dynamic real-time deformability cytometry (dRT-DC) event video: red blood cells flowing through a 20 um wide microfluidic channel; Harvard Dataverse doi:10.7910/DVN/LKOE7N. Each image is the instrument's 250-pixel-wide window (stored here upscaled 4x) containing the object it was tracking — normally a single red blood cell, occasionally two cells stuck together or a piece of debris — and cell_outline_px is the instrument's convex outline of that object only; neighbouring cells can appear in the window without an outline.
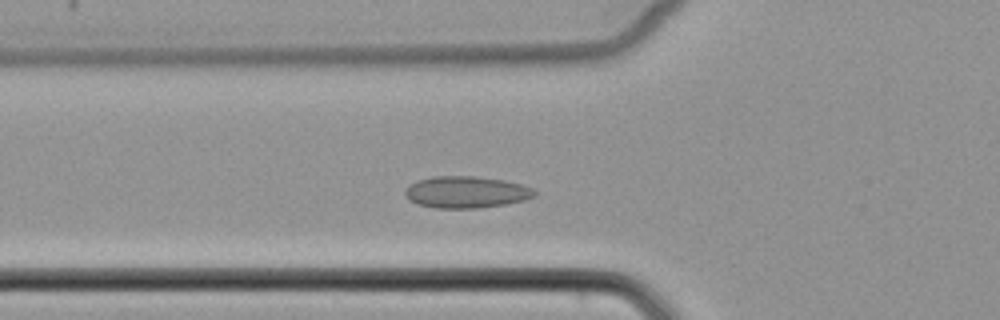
{"species": "common noctule bat (a hibernating species)", "species_latin": "Nyctalus noctula", "temperature_condition": "cold", "stored_images_in_passage": 39, "camera_frame_rate_fps": 3000, "um_per_image_px": 0.085, "animal": {"sex": "female", "body_mass_g": 22.7, "forearm_length_mm": 54.2}, "frame": {"image": 1, "passage_image": 6, "time_ms": 1.667, "image_size_px": [1000, 320], "cell_outline_px": [[536, 196], [524, 200], [504, 204], [476, 208], [436, 208], [420, 204], [412, 200], [404, 192], [416, 180], [432, 176], [472, 176], [504, 180], [520, 184], [532, 188], [536, 192]], "centroid_in_image_um": [39.66, 16.32], "position_along_channel_um": 86.1, "area_um2": 23.58}}
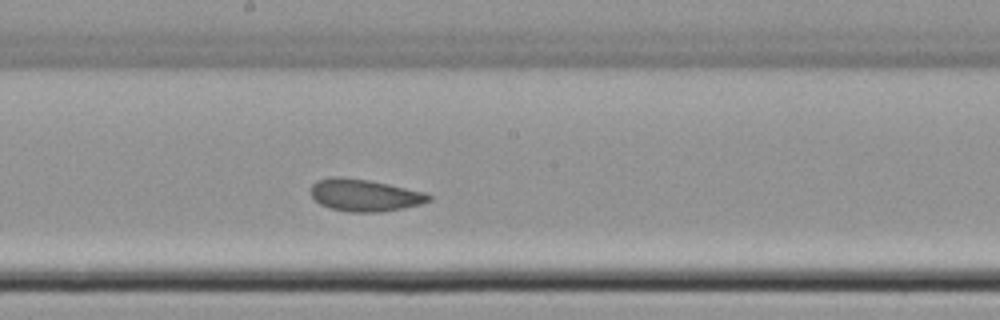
{"frame": {"image": 2, "passage_image": 16, "time_ms": 5.0, "image_size_px": [1000, 320], "cell_outline_px": [[432, 200], [420, 204], [404, 208], [380, 212], [348, 212], [328, 208], [320, 204], [308, 192], [312, 184], [316, 180], [332, 176], [340, 176], [368, 180], [388, 184], [424, 192], [432, 196]], "centroid_in_image_um": [30.94, 16.59], "position_along_channel_um": 217.3, "area_um2": 22.31}}
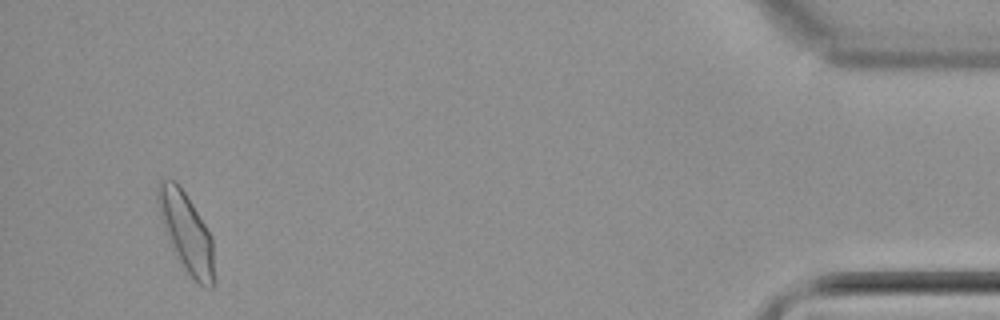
{"frame": {"image": 3, "passage_image": 37, "time_ms": 12.0, "image_size_px": [1000, 320], "cell_outline_px": [[212, 288], [204, 288], [184, 268], [172, 248], [160, 216], [156, 204], [156, 188], [160, 180], [176, 180], [180, 184], [212, 236]], "centroid_in_image_um": [15.79, 19.65], "position_along_channel_um": 419.4, "area_um2": 25.43}}